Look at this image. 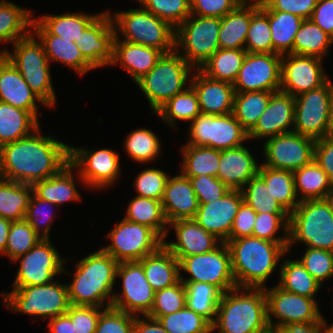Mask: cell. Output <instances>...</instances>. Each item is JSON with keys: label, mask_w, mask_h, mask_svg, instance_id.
I'll list each match as a JSON object with an SVG mask.
<instances>
[{"label": "cell", "mask_w": 333, "mask_h": 333, "mask_svg": "<svg viewBox=\"0 0 333 333\" xmlns=\"http://www.w3.org/2000/svg\"><path fill=\"white\" fill-rule=\"evenodd\" d=\"M40 130L0 147V178L33 185L69 164L70 144L41 135Z\"/></svg>", "instance_id": "6da1fadb"}, {"label": "cell", "mask_w": 333, "mask_h": 333, "mask_svg": "<svg viewBox=\"0 0 333 333\" xmlns=\"http://www.w3.org/2000/svg\"><path fill=\"white\" fill-rule=\"evenodd\" d=\"M236 286L264 288L266 281L287 254L288 243L270 242L252 236L226 242Z\"/></svg>", "instance_id": "7a4b0ae2"}, {"label": "cell", "mask_w": 333, "mask_h": 333, "mask_svg": "<svg viewBox=\"0 0 333 333\" xmlns=\"http://www.w3.org/2000/svg\"><path fill=\"white\" fill-rule=\"evenodd\" d=\"M76 263L73 280L66 284L70 305L111 307L119 262L100 249Z\"/></svg>", "instance_id": "3957f363"}, {"label": "cell", "mask_w": 333, "mask_h": 333, "mask_svg": "<svg viewBox=\"0 0 333 333\" xmlns=\"http://www.w3.org/2000/svg\"><path fill=\"white\" fill-rule=\"evenodd\" d=\"M212 332L271 333L264 288L235 287L222 294Z\"/></svg>", "instance_id": "277c9868"}, {"label": "cell", "mask_w": 333, "mask_h": 333, "mask_svg": "<svg viewBox=\"0 0 333 333\" xmlns=\"http://www.w3.org/2000/svg\"><path fill=\"white\" fill-rule=\"evenodd\" d=\"M297 242L333 252V207L328 198L301 201L289 215L288 253Z\"/></svg>", "instance_id": "5b68a950"}, {"label": "cell", "mask_w": 333, "mask_h": 333, "mask_svg": "<svg viewBox=\"0 0 333 333\" xmlns=\"http://www.w3.org/2000/svg\"><path fill=\"white\" fill-rule=\"evenodd\" d=\"M21 73L24 80L38 98L49 108L56 104L50 74V62L42 43L31 32L25 38L13 43V52L0 50Z\"/></svg>", "instance_id": "8992f818"}, {"label": "cell", "mask_w": 333, "mask_h": 333, "mask_svg": "<svg viewBox=\"0 0 333 333\" xmlns=\"http://www.w3.org/2000/svg\"><path fill=\"white\" fill-rule=\"evenodd\" d=\"M115 13L110 14L115 30L114 39L152 47L163 54L175 50V28L168 22L149 13L142 6ZM118 33H122L123 39Z\"/></svg>", "instance_id": "52a82bcc"}, {"label": "cell", "mask_w": 333, "mask_h": 333, "mask_svg": "<svg viewBox=\"0 0 333 333\" xmlns=\"http://www.w3.org/2000/svg\"><path fill=\"white\" fill-rule=\"evenodd\" d=\"M192 68L176 50H173L162 54L156 65L135 83L146 96L153 113L189 86Z\"/></svg>", "instance_id": "ba28073f"}, {"label": "cell", "mask_w": 333, "mask_h": 333, "mask_svg": "<svg viewBox=\"0 0 333 333\" xmlns=\"http://www.w3.org/2000/svg\"><path fill=\"white\" fill-rule=\"evenodd\" d=\"M1 296L6 309L43 320L65 314L70 306L67 285L55 280L45 285L13 287Z\"/></svg>", "instance_id": "9c48e42d"}, {"label": "cell", "mask_w": 333, "mask_h": 333, "mask_svg": "<svg viewBox=\"0 0 333 333\" xmlns=\"http://www.w3.org/2000/svg\"><path fill=\"white\" fill-rule=\"evenodd\" d=\"M220 25L221 18L190 15L175 29V50L193 70L200 69L220 48Z\"/></svg>", "instance_id": "30bf717a"}, {"label": "cell", "mask_w": 333, "mask_h": 333, "mask_svg": "<svg viewBox=\"0 0 333 333\" xmlns=\"http://www.w3.org/2000/svg\"><path fill=\"white\" fill-rule=\"evenodd\" d=\"M190 123L188 132L190 139L185 145L226 150L239 147L249 140L248 132L233 113L222 115L200 113Z\"/></svg>", "instance_id": "8fae6325"}, {"label": "cell", "mask_w": 333, "mask_h": 333, "mask_svg": "<svg viewBox=\"0 0 333 333\" xmlns=\"http://www.w3.org/2000/svg\"><path fill=\"white\" fill-rule=\"evenodd\" d=\"M178 261L182 282H205L218 287L223 293L237 287L231 255L225 242L210 252L181 257ZM181 270L190 276H182Z\"/></svg>", "instance_id": "7c38bea8"}, {"label": "cell", "mask_w": 333, "mask_h": 333, "mask_svg": "<svg viewBox=\"0 0 333 333\" xmlns=\"http://www.w3.org/2000/svg\"><path fill=\"white\" fill-rule=\"evenodd\" d=\"M119 158V154L109 148L87 150L70 145L69 163L78 174L76 178L93 190L109 188L120 178Z\"/></svg>", "instance_id": "4fadbf2b"}, {"label": "cell", "mask_w": 333, "mask_h": 333, "mask_svg": "<svg viewBox=\"0 0 333 333\" xmlns=\"http://www.w3.org/2000/svg\"><path fill=\"white\" fill-rule=\"evenodd\" d=\"M107 238L111 242L102 249L118 262L140 261L163 244L151 228L125 218L114 225Z\"/></svg>", "instance_id": "5bb4252c"}, {"label": "cell", "mask_w": 333, "mask_h": 333, "mask_svg": "<svg viewBox=\"0 0 333 333\" xmlns=\"http://www.w3.org/2000/svg\"><path fill=\"white\" fill-rule=\"evenodd\" d=\"M295 98L293 131L312 139L326 137L329 110L333 99V82L329 79L324 85Z\"/></svg>", "instance_id": "9a60e30c"}, {"label": "cell", "mask_w": 333, "mask_h": 333, "mask_svg": "<svg viewBox=\"0 0 333 333\" xmlns=\"http://www.w3.org/2000/svg\"><path fill=\"white\" fill-rule=\"evenodd\" d=\"M20 262L13 287L45 285L56 275L66 272L65 258L52 246L50 239H41L30 251L16 258Z\"/></svg>", "instance_id": "2e32d148"}, {"label": "cell", "mask_w": 333, "mask_h": 333, "mask_svg": "<svg viewBox=\"0 0 333 333\" xmlns=\"http://www.w3.org/2000/svg\"><path fill=\"white\" fill-rule=\"evenodd\" d=\"M122 279V291L113 294L111 306L137 316L150 313L155 291L148 283L144 269L139 261L119 262L116 278Z\"/></svg>", "instance_id": "e0dca14e"}, {"label": "cell", "mask_w": 333, "mask_h": 333, "mask_svg": "<svg viewBox=\"0 0 333 333\" xmlns=\"http://www.w3.org/2000/svg\"><path fill=\"white\" fill-rule=\"evenodd\" d=\"M267 288V289H266ZM267 298L268 323L270 329L290 323L322 322L316 298H307L281 289L277 284L273 288L265 287ZM274 319L279 321H272Z\"/></svg>", "instance_id": "ac0fdd59"}, {"label": "cell", "mask_w": 333, "mask_h": 333, "mask_svg": "<svg viewBox=\"0 0 333 333\" xmlns=\"http://www.w3.org/2000/svg\"><path fill=\"white\" fill-rule=\"evenodd\" d=\"M315 139L294 131L266 139L263 144L265 162L273 169L294 171L314 160Z\"/></svg>", "instance_id": "d6986e66"}, {"label": "cell", "mask_w": 333, "mask_h": 333, "mask_svg": "<svg viewBox=\"0 0 333 333\" xmlns=\"http://www.w3.org/2000/svg\"><path fill=\"white\" fill-rule=\"evenodd\" d=\"M281 59L277 53H246L236 80L235 92L280 91Z\"/></svg>", "instance_id": "ffe728a7"}, {"label": "cell", "mask_w": 333, "mask_h": 333, "mask_svg": "<svg viewBox=\"0 0 333 333\" xmlns=\"http://www.w3.org/2000/svg\"><path fill=\"white\" fill-rule=\"evenodd\" d=\"M322 61L315 56L282 55L280 90L295 97L324 85L329 76Z\"/></svg>", "instance_id": "44dd1931"}, {"label": "cell", "mask_w": 333, "mask_h": 333, "mask_svg": "<svg viewBox=\"0 0 333 333\" xmlns=\"http://www.w3.org/2000/svg\"><path fill=\"white\" fill-rule=\"evenodd\" d=\"M110 10H104L76 40L83 58L94 68L110 66L113 60L115 30Z\"/></svg>", "instance_id": "7402d4cb"}, {"label": "cell", "mask_w": 333, "mask_h": 333, "mask_svg": "<svg viewBox=\"0 0 333 333\" xmlns=\"http://www.w3.org/2000/svg\"><path fill=\"white\" fill-rule=\"evenodd\" d=\"M244 201L241 190L231 189L216 201L199 204L194 220L222 242H227L235 216Z\"/></svg>", "instance_id": "603a6c76"}, {"label": "cell", "mask_w": 333, "mask_h": 333, "mask_svg": "<svg viewBox=\"0 0 333 333\" xmlns=\"http://www.w3.org/2000/svg\"><path fill=\"white\" fill-rule=\"evenodd\" d=\"M295 98L288 93L274 92L255 127L248 133L251 139H269L293 131Z\"/></svg>", "instance_id": "cb8c5ba5"}, {"label": "cell", "mask_w": 333, "mask_h": 333, "mask_svg": "<svg viewBox=\"0 0 333 333\" xmlns=\"http://www.w3.org/2000/svg\"><path fill=\"white\" fill-rule=\"evenodd\" d=\"M175 230L176 241H163V245L179 260L202 253H207L219 246L221 240L205 231L194 219L176 220L168 224ZM219 242V243H218Z\"/></svg>", "instance_id": "d4e9b609"}, {"label": "cell", "mask_w": 333, "mask_h": 333, "mask_svg": "<svg viewBox=\"0 0 333 333\" xmlns=\"http://www.w3.org/2000/svg\"><path fill=\"white\" fill-rule=\"evenodd\" d=\"M0 101L29 111L37 120L40 107L37 105L47 107L31 90L19 70L3 54H0Z\"/></svg>", "instance_id": "484cf974"}, {"label": "cell", "mask_w": 333, "mask_h": 333, "mask_svg": "<svg viewBox=\"0 0 333 333\" xmlns=\"http://www.w3.org/2000/svg\"><path fill=\"white\" fill-rule=\"evenodd\" d=\"M193 72L190 85L197 94L201 113L210 115L232 113L235 95L233 84L211 79L199 69Z\"/></svg>", "instance_id": "4316f807"}, {"label": "cell", "mask_w": 333, "mask_h": 333, "mask_svg": "<svg viewBox=\"0 0 333 333\" xmlns=\"http://www.w3.org/2000/svg\"><path fill=\"white\" fill-rule=\"evenodd\" d=\"M161 202L168 224L176 220L194 219L199 208L191 181L182 174L169 176Z\"/></svg>", "instance_id": "83f0119b"}, {"label": "cell", "mask_w": 333, "mask_h": 333, "mask_svg": "<svg viewBox=\"0 0 333 333\" xmlns=\"http://www.w3.org/2000/svg\"><path fill=\"white\" fill-rule=\"evenodd\" d=\"M32 33L42 43L49 62L55 61L84 75L94 68L83 58L77 43L60 36L50 34L37 20L33 18Z\"/></svg>", "instance_id": "f1b7e54d"}, {"label": "cell", "mask_w": 333, "mask_h": 333, "mask_svg": "<svg viewBox=\"0 0 333 333\" xmlns=\"http://www.w3.org/2000/svg\"><path fill=\"white\" fill-rule=\"evenodd\" d=\"M250 152L244 145L220 150L217 177L230 189L241 190L258 174L260 165Z\"/></svg>", "instance_id": "f546056e"}, {"label": "cell", "mask_w": 333, "mask_h": 333, "mask_svg": "<svg viewBox=\"0 0 333 333\" xmlns=\"http://www.w3.org/2000/svg\"><path fill=\"white\" fill-rule=\"evenodd\" d=\"M162 54L152 47L114 39L113 60L110 65L124 68L136 83L156 65Z\"/></svg>", "instance_id": "4dcf8cb0"}, {"label": "cell", "mask_w": 333, "mask_h": 333, "mask_svg": "<svg viewBox=\"0 0 333 333\" xmlns=\"http://www.w3.org/2000/svg\"><path fill=\"white\" fill-rule=\"evenodd\" d=\"M139 262L154 291L170 287L180 280L179 261L163 244Z\"/></svg>", "instance_id": "1f68e13d"}, {"label": "cell", "mask_w": 333, "mask_h": 333, "mask_svg": "<svg viewBox=\"0 0 333 333\" xmlns=\"http://www.w3.org/2000/svg\"><path fill=\"white\" fill-rule=\"evenodd\" d=\"M73 170L74 167L69 163L58 174L35 182L32 185L33 193L58 207L64 202L80 201L81 195L73 178Z\"/></svg>", "instance_id": "d6a6232c"}, {"label": "cell", "mask_w": 333, "mask_h": 333, "mask_svg": "<svg viewBox=\"0 0 333 333\" xmlns=\"http://www.w3.org/2000/svg\"><path fill=\"white\" fill-rule=\"evenodd\" d=\"M251 22V0H244L221 18L218 36L221 49H244Z\"/></svg>", "instance_id": "836d02e7"}, {"label": "cell", "mask_w": 333, "mask_h": 333, "mask_svg": "<svg viewBox=\"0 0 333 333\" xmlns=\"http://www.w3.org/2000/svg\"><path fill=\"white\" fill-rule=\"evenodd\" d=\"M259 8L269 18L273 53L293 54L295 36L304 19L288 12L266 10L260 3Z\"/></svg>", "instance_id": "e575fe53"}, {"label": "cell", "mask_w": 333, "mask_h": 333, "mask_svg": "<svg viewBox=\"0 0 333 333\" xmlns=\"http://www.w3.org/2000/svg\"><path fill=\"white\" fill-rule=\"evenodd\" d=\"M39 127L29 111L0 101V147L31 135Z\"/></svg>", "instance_id": "d590c367"}, {"label": "cell", "mask_w": 333, "mask_h": 333, "mask_svg": "<svg viewBox=\"0 0 333 333\" xmlns=\"http://www.w3.org/2000/svg\"><path fill=\"white\" fill-rule=\"evenodd\" d=\"M129 202L124 218L151 228L164 241L166 236L168 237L169 228L162 202L139 196H135Z\"/></svg>", "instance_id": "8d00e7d4"}, {"label": "cell", "mask_w": 333, "mask_h": 333, "mask_svg": "<svg viewBox=\"0 0 333 333\" xmlns=\"http://www.w3.org/2000/svg\"><path fill=\"white\" fill-rule=\"evenodd\" d=\"M293 175L296 193L300 202L328 198L333 183L315 160L294 170Z\"/></svg>", "instance_id": "74e56055"}, {"label": "cell", "mask_w": 333, "mask_h": 333, "mask_svg": "<svg viewBox=\"0 0 333 333\" xmlns=\"http://www.w3.org/2000/svg\"><path fill=\"white\" fill-rule=\"evenodd\" d=\"M33 11L0 0V43L16 42L32 32Z\"/></svg>", "instance_id": "f35d334b"}, {"label": "cell", "mask_w": 333, "mask_h": 333, "mask_svg": "<svg viewBox=\"0 0 333 333\" xmlns=\"http://www.w3.org/2000/svg\"><path fill=\"white\" fill-rule=\"evenodd\" d=\"M258 175L265 181L276 201L290 215L300 203L293 171L273 169L260 164Z\"/></svg>", "instance_id": "ab89813d"}, {"label": "cell", "mask_w": 333, "mask_h": 333, "mask_svg": "<svg viewBox=\"0 0 333 333\" xmlns=\"http://www.w3.org/2000/svg\"><path fill=\"white\" fill-rule=\"evenodd\" d=\"M278 286L288 292L297 295L315 298L322 287L321 284L311 276L298 259H286L279 267Z\"/></svg>", "instance_id": "60d3db41"}, {"label": "cell", "mask_w": 333, "mask_h": 333, "mask_svg": "<svg viewBox=\"0 0 333 333\" xmlns=\"http://www.w3.org/2000/svg\"><path fill=\"white\" fill-rule=\"evenodd\" d=\"M32 195V185L0 178V217L23 220Z\"/></svg>", "instance_id": "b9f144b4"}, {"label": "cell", "mask_w": 333, "mask_h": 333, "mask_svg": "<svg viewBox=\"0 0 333 333\" xmlns=\"http://www.w3.org/2000/svg\"><path fill=\"white\" fill-rule=\"evenodd\" d=\"M100 14H87L83 12H68L59 15L45 14L37 17V21L52 35L60 36L67 40H79L81 33Z\"/></svg>", "instance_id": "7bdbcfd3"}, {"label": "cell", "mask_w": 333, "mask_h": 333, "mask_svg": "<svg viewBox=\"0 0 333 333\" xmlns=\"http://www.w3.org/2000/svg\"><path fill=\"white\" fill-rule=\"evenodd\" d=\"M247 51L219 48L201 67L207 77L233 84Z\"/></svg>", "instance_id": "ee69618b"}, {"label": "cell", "mask_w": 333, "mask_h": 333, "mask_svg": "<svg viewBox=\"0 0 333 333\" xmlns=\"http://www.w3.org/2000/svg\"><path fill=\"white\" fill-rule=\"evenodd\" d=\"M181 174L196 177L201 174L217 177L220 150L206 146L183 145Z\"/></svg>", "instance_id": "f6af8a7d"}, {"label": "cell", "mask_w": 333, "mask_h": 333, "mask_svg": "<svg viewBox=\"0 0 333 333\" xmlns=\"http://www.w3.org/2000/svg\"><path fill=\"white\" fill-rule=\"evenodd\" d=\"M201 113L198 97L191 85L183 92L168 100L156 112L159 118L170 127H176L177 120L191 122Z\"/></svg>", "instance_id": "bcb514c9"}, {"label": "cell", "mask_w": 333, "mask_h": 333, "mask_svg": "<svg viewBox=\"0 0 333 333\" xmlns=\"http://www.w3.org/2000/svg\"><path fill=\"white\" fill-rule=\"evenodd\" d=\"M333 38L317 26L311 19H304L296 33L293 54L315 56L323 59L329 54Z\"/></svg>", "instance_id": "7dc6e473"}, {"label": "cell", "mask_w": 333, "mask_h": 333, "mask_svg": "<svg viewBox=\"0 0 333 333\" xmlns=\"http://www.w3.org/2000/svg\"><path fill=\"white\" fill-rule=\"evenodd\" d=\"M183 283L186 289V305L212 325L216 319L223 292L218 287L205 282Z\"/></svg>", "instance_id": "c3c4849f"}, {"label": "cell", "mask_w": 333, "mask_h": 333, "mask_svg": "<svg viewBox=\"0 0 333 333\" xmlns=\"http://www.w3.org/2000/svg\"><path fill=\"white\" fill-rule=\"evenodd\" d=\"M273 93L267 91L235 92L232 113L248 133L257 124Z\"/></svg>", "instance_id": "681fc988"}, {"label": "cell", "mask_w": 333, "mask_h": 333, "mask_svg": "<svg viewBox=\"0 0 333 333\" xmlns=\"http://www.w3.org/2000/svg\"><path fill=\"white\" fill-rule=\"evenodd\" d=\"M244 49L248 53H273L269 18L259 8V0H251V22Z\"/></svg>", "instance_id": "f907efd6"}, {"label": "cell", "mask_w": 333, "mask_h": 333, "mask_svg": "<svg viewBox=\"0 0 333 333\" xmlns=\"http://www.w3.org/2000/svg\"><path fill=\"white\" fill-rule=\"evenodd\" d=\"M124 149L134 162L146 163L155 161L161 153V142L158 136L149 129L132 130L124 140Z\"/></svg>", "instance_id": "816d5d0a"}, {"label": "cell", "mask_w": 333, "mask_h": 333, "mask_svg": "<svg viewBox=\"0 0 333 333\" xmlns=\"http://www.w3.org/2000/svg\"><path fill=\"white\" fill-rule=\"evenodd\" d=\"M158 321L168 333H212L211 324L187 305L177 312L161 316Z\"/></svg>", "instance_id": "f5cc1de1"}, {"label": "cell", "mask_w": 333, "mask_h": 333, "mask_svg": "<svg viewBox=\"0 0 333 333\" xmlns=\"http://www.w3.org/2000/svg\"><path fill=\"white\" fill-rule=\"evenodd\" d=\"M241 191L244 202L256 213H287L258 174L252 177Z\"/></svg>", "instance_id": "db71d44e"}, {"label": "cell", "mask_w": 333, "mask_h": 333, "mask_svg": "<svg viewBox=\"0 0 333 333\" xmlns=\"http://www.w3.org/2000/svg\"><path fill=\"white\" fill-rule=\"evenodd\" d=\"M41 239L25 219L12 221L4 255L8 256L12 263L30 251Z\"/></svg>", "instance_id": "11a10c76"}, {"label": "cell", "mask_w": 333, "mask_h": 333, "mask_svg": "<svg viewBox=\"0 0 333 333\" xmlns=\"http://www.w3.org/2000/svg\"><path fill=\"white\" fill-rule=\"evenodd\" d=\"M288 227V213H257L252 237L270 242L288 243ZM281 230L284 236L278 237L277 233Z\"/></svg>", "instance_id": "9f6ffc18"}, {"label": "cell", "mask_w": 333, "mask_h": 333, "mask_svg": "<svg viewBox=\"0 0 333 333\" xmlns=\"http://www.w3.org/2000/svg\"><path fill=\"white\" fill-rule=\"evenodd\" d=\"M184 306H186V289L185 284L179 280L170 287L155 291L152 309L147 316L158 320L161 316L177 312Z\"/></svg>", "instance_id": "6f0895ef"}, {"label": "cell", "mask_w": 333, "mask_h": 333, "mask_svg": "<svg viewBox=\"0 0 333 333\" xmlns=\"http://www.w3.org/2000/svg\"><path fill=\"white\" fill-rule=\"evenodd\" d=\"M142 7L175 29L191 15L190 0H146Z\"/></svg>", "instance_id": "680465c9"}, {"label": "cell", "mask_w": 333, "mask_h": 333, "mask_svg": "<svg viewBox=\"0 0 333 333\" xmlns=\"http://www.w3.org/2000/svg\"><path fill=\"white\" fill-rule=\"evenodd\" d=\"M54 207L58 208L55 204L38 198L34 193L31 196L24 219L42 239H50V228L55 219L50 211Z\"/></svg>", "instance_id": "91938a15"}, {"label": "cell", "mask_w": 333, "mask_h": 333, "mask_svg": "<svg viewBox=\"0 0 333 333\" xmlns=\"http://www.w3.org/2000/svg\"><path fill=\"white\" fill-rule=\"evenodd\" d=\"M304 255L298 258L306 271L321 285L333 277V252L317 248H305Z\"/></svg>", "instance_id": "94428289"}, {"label": "cell", "mask_w": 333, "mask_h": 333, "mask_svg": "<svg viewBox=\"0 0 333 333\" xmlns=\"http://www.w3.org/2000/svg\"><path fill=\"white\" fill-rule=\"evenodd\" d=\"M168 174L156 167H149L139 172L134 181L135 190L138 193L136 196L161 201L170 176Z\"/></svg>", "instance_id": "6125c7cd"}, {"label": "cell", "mask_w": 333, "mask_h": 333, "mask_svg": "<svg viewBox=\"0 0 333 333\" xmlns=\"http://www.w3.org/2000/svg\"><path fill=\"white\" fill-rule=\"evenodd\" d=\"M135 317L112 306L104 308L94 333H132Z\"/></svg>", "instance_id": "be15d7a7"}, {"label": "cell", "mask_w": 333, "mask_h": 333, "mask_svg": "<svg viewBox=\"0 0 333 333\" xmlns=\"http://www.w3.org/2000/svg\"><path fill=\"white\" fill-rule=\"evenodd\" d=\"M192 188L196 193L199 204L216 201L228 193L231 189L218 177L201 174L196 177H188Z\"/></svg>", "instance_id": "e7e4bbea"}, {"label": "cell", "mask_w": 333, "mask_h": 333, "mask_svg": "<svg viewBox=\"0 0 333 333\" xmlns=\"http://www.w3.org/2000/svg\"><path fill=\"white\" fill-rule=\"evenodd\" d=\"M101 307L94 306H75L70 305L65 313L74 323L75 333H94L100 313L103 311Z\"/></svg>", "instance_id": "03108f58"}, {"label": "cell", "mask_w": 333, "mask_h": 333, "mask_svg": "<svg viewBox=\"0 0 333 333\" xmlns=\"http://www.w3.org/2000/svg\"><path fill=\"white\" fill-rule=\"evenodd\" d=\"M244 0H190L191 15L222 18Z\"/></svg>", "instance_id": "003e7915"}, {"label": "cell", "mask_w": 333, "mask_h": 333, "mask_svg": "<svg viewBox=\"0 0 333 333\" xmlns=\"http://www.w3.org/2000/svg\"><path fill=\"white\" fill-rule=\"evenodd\" d=\"M318 0H259L266 10H278L288 12L310 19Z\"/></svg>", "instance_id": "a7ac6f4b"}, {"label": "cell", "mask_w": 333, "mask_h": 333, "mask_svg": "<svg viewBox=\"0 0 333 333\" xmlns=\"http://www.w3.org/2000/svg\"><path fill=\"white\" fill-rule=\"evenodd\" d=\"M256 215L257 213L243 201L233 221L228 241L240 237L252 236Z\"/></svg>", "instance_id": "89a4df30"}, {"label": "cell", "mask_w": 333, "mask_h": 333, "mask_svg": "<svg viewBox=\"0 0 333 333\" xmlns=\"http://www.w3.org/2000/svg\"><path fill=\"white\" fill-rule=\"evenodd\" d=\"M314 160L326 172L333 183V138L317 139L314 146Z\"/></svg>", "instance_id": "2644e50d"}, {"label": "cell", "mask_w": 333, "mask_h": 333, "mask_svg": "<svg viewBox=\"0 0 333 333\" xmlns=\"http://www.w3.org/2000/svg\"><path fill=\"white\" fill-rule=\"evenodd\" d=\"M310 19L333 38V0H318Z\"/></svg>", "instance_id": "8c879c8a"}, {"label": "cell", "mask_w": 333, "mask_h": 333, "mask_svg": "<svg viewBox=\"0 0 333 333\" xmlns=\"http://www.w3.org/2000/svg\"><path fill=\"white\" fill-rule=\"evenodd\" d=\"M132 333H168L162 324L147 315L143 318L138 315L135 317Z\"/></svg>", "instance_id": "753ad0ef"}, {"label": "cell", "mask_w": 333, "mask_h": 333, "mask_svg": "<svg viewBox=\"0 0 333 333\" xmlns=\"http://www.w3.org/2000/svg\"><path fill=\"white\" fill-rule=\"evenodd\" d=\"M321 323L322 322L290 323L273 328L271 333H319Z\"/></svg>", "instance_id": "34e18365"}, {"label": "cell", "mask_w": 333, "mask_h": 333, "mask_svg": "<svg viewBox=\"0 0 333 333\" xmlns=\"http://www.w3.org/2000/svg\"><path fill=\"white\" fill-rule=\"evenodd\" d=\"M48 333H75L74 323L66 315L53 317L48 321Z\"/></svg>", "instance_id": "11e5206c"}, {"label": "cell", "mask_w": 333, "mask_h": 333, "mask_svg": "<svg viewBox=\"0 0 333 333\" xmlns=\"http://www.w3.org/2000/svg\"><path fill=\"white\" fill-rule=\"evenodd\" d=\"M12 221L0 217V254L4 255L9 229Z\"/></svg>", "instance_id": "2a66077c"}, {"label": "cell", "mask_w": 333, "mask_h": 333, "mask_svg": "<svg viewBox=\"0 0 333 333\" xmlns=\"http://www.w3.org/2000/svg\"><path fill=\"white\" fill-rule=\"evenodd\" d=\"M326 136L333 138V99L331 101Z\"/></svg>", "instance_id": "b9fcfbb0"}, {"label": "cell", "mask_w": 333, "mask_h": 333, "mask_svg": "<svg viewBox=\"0 0 333 333\" xmlns=\"http://www.w3.org/2000/svg\"><path fill=\"white\" fill-rule=\"evenodd\" d=\"M327 320L323 316V320L321 323V328L319 333H333V323L328 325Z\"/></svg>", "instance_id": "09005b40"}, {"label": "cell", "mask_w": 333, "mask_h": 333, "mask_svg": "<svg viewBox=\"0 0 333 333\" xmlns=\"http://www.w3.org/2000/svg\"><path fill=\"white\" fill-rule=\"evenodd\" d=\"M328 200L331 202L332 207H333V186H332V189L330 191V194L328 195Z\"/></svg>", "instance_id": "979ff035"}, {"label": "cell", "mask_w": 333, "mask_h": 333, "mask_svg": "<svg viewBox=\"0 0 333 333\" xmlns=\"http://www.w3.org/2000/svg\"><path fill=\"white\" fill-rule=\"evenodd\" d=\"M136 1H138V3H140L141 5H143L146 0H136Z\"/></svg>", "instance_id": "deb4b68c"}]
</instances>
